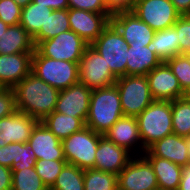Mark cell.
Returning a JSON list of instances; mask_svg holds the SVG:
<instances>
[{
  "mask_svg": "<svg viewBox=\"0 0 190 190\" xmlns=\"http://www.w3.org/2000/svg\"><path fill=\"white\" fill-rule=\"evenodd\" d=\"M69 8L80 9L101 14H113L106 6L105 0H68Z\"/></svg>",
  "mask_w": 190,
  "mask_h": 190,
  "instance_id": "obj_38",
  "label": "cell"
},
{
  "mask_svg": "<svg viewBox=\"0 0 190 190\" xmlns=\"http://www.w3.org/2000/svg\"><path fill=\"white\" fill-rule=\"evenodd\" d=\"M88 46L89 44L78 34L69 30L60 33L52 39L39 42L35 49L42 56L79 64Z\"/></svg>",
  "mask_w": 190,
  "mask_h": 190,
  "instance_id": "obj_8",
  "label": "cell"
},
{
  "mask_svg": "<svg viewBox=\"0 0 190 190\" xmlns=\"http://www.w3.org/2000/svg\"><path fill=\"white\" fill-rule=\"evenodd\" d=\"M111 23L118 29L128 45L147 46L153 40L155 31L132 11L113 13Z\"/></svg>",
  "mask_w": 190,
  "mask_h": 190,
  "instance_id": "obj_13",
  "label": "cell"
},
{
  "mask_svg": "<svg viewBox=\"0 0 190 190\" xmlns=\"http://www.w3.org/2000/svg\"><path fill=\"white\" fill-rule=\"evenodd\" d=\"M50 190H84V170L66 164Z\"/></svg>",
  "mask_w": 190,
  "mask_h": 190,
  "instance_id": "obj_30",
  "label": "cell"
},
{
  "mask_svg": "<svg viewBox=\"0 0 190 190\" xmlns=\"http://www.w3.org/2000/svg\"><path fill=\"white\" fill-rule=\"evenodd\" d=\"M70 30L91 45L110 24L112 14L68 8Z\"/></svg>",
  "mask_w": 190,
  "mask_h": 190,
  "instance_id": "obj_12",
  "label": "cell"
},
{
  "mask_svg": "<svg viewBox=\"0 0 190 190\" xmlns=\"http://www.w3.org/2000/svg\"><path fill=\"white\" fill-rule=\"evenodd\" d=\"M70 30L68 9L53 10L48 15L45 26L33 37L34 45L44 40L52 39L64 31Z\"/></svg>",
  "mask_w": 190,
  "mask_h": 190,
  "instance_id": "obj_28",
  "label": "cell"
},
{
  "mask_svg": "<svg viewBox=\"0 0 190 190\" xmlns=\"http://www.w3.org/2000/svg\"><path fill=\"white\" fill-rule=\"evenodd\" d=\"M42 123L61 141L86 127L82 118L68 116L56 111L49 114Z\"/></svg>",
  "mask_w": 190,
  "mask_h": 190,
  "instance_id": "obj_26",
  "label": "cell"
},
{
  "mask_svg": "<svg viewBox=\"0 0 190 190\" xmlns=\"http://www.w3.org/2000/svg\"><path fill=\"white\" fill-rule=\"evenodd\" d=\"M147 47L150 51L154 52L162 62L179 55L180 45L176 29L172 26L168 29L155 31L153 40Z\"/></svg>",
  "mask_w": 190,
  "mask_h": 190,
  "instance_id": "obj_25",
  "label": "cell"
},
{
  "mask_svg": "<svg viewBox=\"0 0 190 190\" xmlns=\"http://www.w3.org/2000/svg\"><path fill=\"white\" fill-rule=\"evenodd\" d=\"M79 64L42 56L36 49L32 56L31 72L57 90L79 82Z\"/></svg>",
  "mask_w": 190,
  "mask_h": 190,
  "instance_id": "obj_4",
  "label": "cell"
},
{
  "mask_svg": "<svg viewBox=\"0 0 190 190\" xmlns=\"http://www.w3.org/2000/svg\"><path fill=\"white\" fill-rule=\"evenodd\" d=\"M115 85L124 116L137 117L154 101L145 75L122 76L117 78Z\"/></svg>",
  "mask_w": 190,
  "mask_h": 190,
  "instance_id": "obj_5",
  "label": "cell"
},
{
  "mask_svg": "<svg viewBox=\"0 0 190 190\" xmlns=\"http://www.w3.org/2000/svg\"><path fill=\"white\" fill-rule=\"evenodd\" d=\"M66 164V160L41 159L36 161L34 168L45 186L50 190Z\"/></svg>",
  "mask_w": 190,
  "mask_h": 190,
  "instance_id": "obj_33",
  "label": "cell"
},
{
  "mask_svg": "<svg viewBox=\"0 0 190 190\" xmlns=\"http://www.w3.org/2000/svg\"><path fill=\"white\" fill-rule=\"evenodd\" d=\"M53 10L43 5H37L33 1L22 8L20 16V25L33 38L45 26L48 15Z\"/></svg>",
  "mask_w": 190,
  "mask_h": 190,
  "instance_id": "obj_27",
  "label": "cell"
},
{
  "mask_svg": "<svg viewBox=\"0 0 190 190\" xmlns=\"http://www.w3.org/2000/svg\"><path fill=\"white\" fill-rule=\"evenodd\" d=\"M91 93L92 89L79 82L60 90L54 111L86 121Z\"/></svg>",
  "mask_w": 190,
  "mask_h": 190,
  "instance_id": "obj_14",
  "label": "cell"
},
{
  "mask_svg": "<svg viewBox=\"0 0 190 190\" xmlns=\"http://www.w3.org/2000/svg\"><path fill=\"white\" fill-rule=\"evenodd\" d=\"M162 63L161 59L144 45H129L126 75H147Z\"/></svg>",
  "mask_w": 190,
  "mask_h": 190,
  "instance_id": "obj_22",
  "label": "cell"
},
{
  "mask_svg": "<svg viewBox=\"0 0 190 190\" xmlns=\"http://www.w3.org/2000/svg\"><path fill=\"white\" fill-rule=\"evenodd\" d=\"M0 165L11 168L12 166V143L0 147Z\"/></svg>",
  "mask_w": 190,
  "mask_h": 190,
  "instance_id": "obj_43",
  "label": "cell"
},
{
  "mask_svg": "<svg viewBox=\"0 0 190 190\" xmlns=\"http://www.w3.org/2000/svg\"><path fill=\"white\" fill-rule=\"evenodd\" d=\"M104 136L131 154L132 152L134 153L133 149H135L136 145H138L137 148L140 147L142 152H136L135 154L141 155L146 151L140 138L136 117L123 116L119 118Z\"/></svg>",
  "mask_w": 190,
  "mask_h": 190,
  "instance_id": "obj_21",
  "label": "cell"
},
{
  "mask_svg": "<svg viewBox=\"0 0 190 190\" xmlns=\"http://www.w3.org/2000/svg\"><path fill=\"white\" fill-rule=\"evenodd\" d=\"M33 52L0 54V85L13 88L25 78L32 68Z\"/></svg>",
  "mask_w": 190,
  "mask_h": 190,
  "instance_id": "obj_19",
  "label": "cell"
},
{
  "mask_svg": "<svg viewBox=\"0 0 190 190\" xmlns=\"http://www.w3.org/2000/svg\"><path fill=\"white\" fill-rule=\"evenodd\" d=\"M22 8L14 0H0V20L7 25L20 24Z\"/></svg>",
  "mask_w": 190,
  "mask_h": 190,
  "instance_id": "obj_36",
  "label": "cell"
},
{
  "mask_svg": "<svg viewBox=\"0 0 190 190\" xmlns=\"http://www.w3.org/2000/svg\"><path fill=\"white\" fill-rule=\"evenodd\" d=\"M142 155L165 158L181 167L190 164L186 137L174 133L154 142Z\"/></svg>",
  "mask_w": 190,
  "mask_h": 190,
  "instance_id": "obj_20",
  "label": "cell"
},
{
  "mask_svg": "<svg viewBox=\"0 0 190 190\" xmlns=\"http://www.w3.org/2000/svg\"><path fill=\"white\" fill-rule=\"evenodd\" d=\"M84 190H117V175L101 170H84Z\"/></svg>",
  "mask_w": 190,
  "mask_h": 190,
  "instance_id": "obj_31",
  "label": "cell"
},
{
  "mask_svg": "<svg viewBox=\"0 0 190 190\" xmlns=\"http://www.w3.org/2000/svg\"><path fill=\"white\" fill-rule=\"evenodd\" d=\"M37 5H43L51 8L52 10L68 9V0H33Z\"/></svg>",
  "mask_w": 190,
  "mask_h": 190,
  "instance_id": "obj_42",
  "label": "cell"
},
{
  "mask_svg": "<svg viewBox=\"0 0 190 190\" xmlns=\"http://www.w3.org/2000/svg\"><path fill=\"white\" fill-rule=\"evenodd\" d=\"M146 77L154 100L174 101L185 96L178 79L165 62L150 71Z\"/></svg>",
  "mask_w": 190,
  "mask_h": 190,
  "instance_id": "obj_15",
  "label": "cell"
},
{
  "mask_svg": "<svg viewBox=\"0 0 190 190\" xmlns=\"http://www.w3.org/2000/svg\"><path fill=\"white\" fill-rule=\"evenodd\" d=\"M107 8L112 12L130 11L134 0H105Z\"/></svg>",
  "mask_w": 190,
  "mask_h": 190,
  "instance_id": "obj_40",
  "label": "cell"
},
{
  "mask_svg": "<svg viewBox=\"0 0 190 190\" xmlns=\"http://www.w3.org/2000/svg\"><path fill=\"white\" fill-rule=\"evenodd\" d=\"M33 38L20 25H11L0 37V54L34 52Z\"/></svg>",
  "mask_w": 190,
  "mask_h": 190,
  "instance_id": "obj_23",
  "label": "cell"
},
{
  "mask_svg": "<svg viewBox=\"0 0 190 190\" xmlns=\"http://www.w3.org/2000/svg\"><path fill=\"white\" fill-rule=\"evenodd\" d=\"M133 156L134 154L102 136L95 153L94 169L118 175Z\"/></svg>",
  "mask_w": 190,
  "mask_h": 190,
  "instance_id": "obj_17",
  "label": "cell"
},
{
  "mask_svg": "<svg viewBox=\"0 0 190 190\" xmlns=\"http://www.w3.org/2000/svg\"><path fill=\"white\" fill-rule=\"evenodd\" d=\"M184 55L186 56V58L190 62V51L189 52H185Z\"/></svg>",
  "mask_w": 190,
  "mask_h": 190,
  "instance_id": "obj_49",
  "label": "cell"
},
{
  "mask_svg": "<svg viewBox=\"0 0 190 190\" xmlns=\"http://www.w3.org/2000/svg\"><path fill=\"white\" fill-rule=\"evenodd\" d=\"M36 161L35 153L28 143H12V172L34 167Z\"/></svg>",
  "mask_w": 190,
  "mask_h": 190,
  "instance_id": "obj_34",
  "label": "cell"
},
{
  "mask_svg": "<svg viewBox=\"0 0 190 190\" xmlns=\"http://www.w3.org/2000/svg\"><path fill=\"white\" fill-rule=\"evenodd\" d=\"M78 72L79 83L92 90L109 87L117 80L104 58L91 45L86 48L80 59Z\"/></svg>",
  "mask_w": 190,
  "mask_h": 190,
  "instance_id": "obj_10",
  "label": "cell"
},
{
  "mask_svg": "<svg viewBox=\"0 0 190 190\" xmlns=\"http://www.w3.org/2000/svg\"><path fill=\"white\" fill-rule=\"evenodd\" d=\"M38 121L25 113L14 114L0 119V147L11 143H27L33 127Z\"/></svg>",
  "mask_w": 190,
  "mask_h": 190,
  "instance_id": "obj_18",
  "label": "cell"
},
{
  "mask_svg": "<svg viewBox=\"0 0 190 190\" xmlns=\"http://www.w3.org/2000/svg\"><path fill=\"white\" fill-rule=\"evenodd\" d=\"M152 165L157 178L158 187L162 190H178L182 175V167L165 158L144 156Z\"/></svg>",
  "mask_w": 190,
  "mask_h": 190,
  "instance_id": "obj_24",
  "label": "cell"
},
{
  "mask_svg": "<svg viewBox=\"0 0 190 190\" xmlns=\"http://www.w3.org/2000/svg\"><path fill=\"white\" fill-rule=\"evenodd\" d=\"M133 158L117 175V189L154 190L159 188L150 162L143 155H134Z\"/></svg>",
  "mask_w": 190,
  "mask_h": 190,
  "instance_id": "obj_11",
  "label": "cell"
},
{
  "mask_svg": "<svg viewBox=\"0 0 190 190\" xmlns=\"http://www.w3.org/2000/svg\"><path fill=\"white\" fill-rule=\"evenodd\" d=\"M178 190H190V164L182 167V175Z\"/></svg>",
  "mask_w": 190,
  "mask_h": 190,
  "instance_id": "obj_44",
  "label": "cell"
},
{
  "mask_svg": "<svg viewBox=\"0 0 190 190\" xmlns=\"http://www.w3.org/2000/svg\"><path fill=\"white\" fill-rule=\"evenodd\" d=\"M9 25L0 20V37L3 35L5 31H7Z\"/></svg>",
  "mask_w": 190,
  "mask_h": 190,
  "instance_id": "obj_47",
  "label": "cell"
},
{
  "mask_svg": "<svg viewBox=\"0 0 190 190\" xmlns=\"http://www.w3.org/2000/svg\"><path fill=\"white\" fill-rule=\"evenodd\" d=\"M130 11L154 31L172 27L181 16L170 0H134Z\"/></svg>",
  "mask_w": 190,
  "mask_h": 190,
  "instance_id": "obj_9",
  "label": "cell"
},
{
  "mask_svg": "<svg viewBox=\"0 0 190 190\" xmlns=\"http://www.w3.org/2000/svg\"><path fill=\"white\" fill-rule=\"evenodd\" d=\"M143 147L173 134L172 101L154 100L136 117Z\"/></svg>",
  "mask_w": 190,
  "mask_h": 190,
  "instance_id": "obj_3",
  "label": "cell"
},
{
  "mask_svg": "<svg viewBox=\"0 0 190 190\" xmlns=\"http://www.w3.org/2000/svg\"><path fill=\"white\" fill-rule=\"evenodd\" d=\"M180 15H190V0H170Z\"/></svg>",
  "mask_w": 190,
  "mask_h": 190,
  "instance_id": "obj_45",
  "label": "cell"
},
{
  "mask_svg": "<svg viewBox=\"0 0 190 190\" xmlns=\"http://www.w3.org/2000/svg\"><path fill=\"white\" fill-rule=\"evenodd\" d=\"M16 109L43 121L56 107L59 90L30 72L14 87Z\"/></svg>",
  "mask_w": 190,
  "mask_h": 190,
  "instance_id": "obj_1",
  "label": "cell"
},
{
  "mask_svg": "<svg viewBox=\"0 0 190 190\" xmlns=\"http://www.w3.org/2000/svg\"><path fill=\"white\" fill-rule=\"evenodd\" d=\"M123 116L119 91L115 84L92 90L86 127L104 136Z\"/></svg>",
  "mask_w": 190,
  "mask_h": 190,
  "instance_id": "obj_2",
  "label": "cell"
},
{
  "mask_svg": "<svg viewBox=\"0 0 190 190\" xmlns=\"http://www.w3.org/2000/svg\"><path fill=\"white\" fill-rule=\"evenodd\" d=\"M17 111L13 88L0 89V119Z\"/></svg>",
  "mask_w": 190,
  "mask_h": 190,
  "instance_id": "obj_39",
  "label": "cell"
},
{
  "mask_svg": "<svg viewBox=\"0 0 190 190\" xmlns=\"http://www.w3.org/2000/svg\"><path fill=\"white\" fill-rule=\"evenodd\" d=\"M12 190H48L34 167L12 172Z\"/></svg>",
  "mask_w": 190,
  "mask_h": 190,
  "instance_id": "obj_32",
  "label": "cell"
},
{
  "mask_svg": "<svg viewBox=\"0 0 190 190\" xmlns=\"http://www.w3.org/2000/svg\"><path fill=\"white\" fill-rule=\"evenodd\" d=\"M91 46L104 58L110 71L117 78L126 76L129 45L111 22Z\"/></svg>",
  "mask_w": 190,
  "mask_h": 190,
  "instance_id": "obj_7",
  "label": "cell"
},
{
  "mask_svg": "<svg viewBox=\"0 0 190 190\" xmlns=\"http://www.w3.org/2000/svg\"><path fill=\"white\" fill-rule=\"evenodd\" d=\"M173 27L177 31L180 54L190 51V15H181Z\"/></svg>",
  "mask_w": 190,
  "mask_h": 190,
  "instance_id": "obj_37",
  "label": "cell"
},
{
  "mask_svg": "<svg viewBox=\"0 0 190 190\" xmlns=\"http://www.w3.org/2000/svg\"><path fill=\"white\" fill-rule=\"evenodd\" d=\"M102 136L89 127H84L62 140L63 154L67 164L75 165L83 170L94 168L95 153Z\"/></svg>",
  "mask_w": 190,
  "mask_h": 190,
  "instance_id": "obj_6",
  "label": "cell"
},
{
  "mask_svg": "<svg viewBox=\"0 0 190 190\" xmlns=\"http://www.w3.org/2000/svg\"><path fill=\"white\" fill-rule=\"evenodd\" d=\"M0 190H12V171L0 165Z\"/></svg>",
  "mask_w": 190,
  "mask_h": 190,
  "instance_id": "obj_41",
  "label": "cell"
},
{
  "mask_svg": "<svg viewBox=\"0 0 190 190\" xmlns=\"http://www.w3.org/2000/svg\"><path fill=\"white\" fill-rule=\"evenodd\" d=\"M165 63L178 79L182 91L186 93L190 89V62L186 56L179 54L166 60Z\"/></svg>",
  "mask_w": 190,
  "mask_h": 190,
  "instance_id": "obj_35",
  "label": "cell"
},
{
  "mask_svg": "<svg viewBox=\"0 0 190 190\" xmlns=\"http://www.w3.org/2000/svg\"><path fill=\"white\" fill-rule=\"evenodd\" d=\"M173 133L190 136V100L184 96L172 101Z\"/></svg>",
  "mask_w": 190,
  "mask_h": 190,
  "instance_id": "obj_29",
  "label": "cell"
},
{
  "mask_svg": "<svg viewBox=\"0 0 190 190\" xmlns=\"http://www.w3.org/2000/svg\"><path fill=\"white\" fill-rule=\"evenodd\" d=\"M27 143L34 151L37 160H65L62 141L42 121H38L33 127Z\"/></svg>",
  "mask_w": 190,
  "mask_h": 190,
  "instance_id": "obj_16",
  "label": "cell"
},
{
  "mask_svg": "<svg viewBox=\"0 0 190 190\" xmlns=\"http://www.w3.org/2000/svg\"><path fill=\"white\" fill-rule=\"evenodd\" d=\"M185 96L190 100V89L185 93Z\"/></svg>",
  "mask_w": 190,
  "mask_h": 190,
  "instance_id": "obj_50",
  "label": "cell"
},
{
  "mask_svg": "<svg viewBox=\"0 0 190 190\" xmlns=\"http://www.w3.org/2000/svg\"><path fill=\"white\" fill-rule=\"evenodd\" d=\"M187 147H188V156H189V162H190V136L186 137Z\"/></svg>",
  "mask_w": 190,
  "mask_h": 190,
  "instance_id": "obj_48",
  "label": "cell"
},
{
  "mask_svg": "<svg viewBox=\"0 0 190 190\" xmlns=\"http://www.w3.org/2000/svg\"><path fill=\"white\" fill-rule=\"evenodd\" d=\"M21 8L26 7L33 0H14Z\"/></svg>",
  "mask_w": 190,
  "mask_h": 190,
  "instance_id": "obj_46",
  "label": "cell"
}]
</instances>
